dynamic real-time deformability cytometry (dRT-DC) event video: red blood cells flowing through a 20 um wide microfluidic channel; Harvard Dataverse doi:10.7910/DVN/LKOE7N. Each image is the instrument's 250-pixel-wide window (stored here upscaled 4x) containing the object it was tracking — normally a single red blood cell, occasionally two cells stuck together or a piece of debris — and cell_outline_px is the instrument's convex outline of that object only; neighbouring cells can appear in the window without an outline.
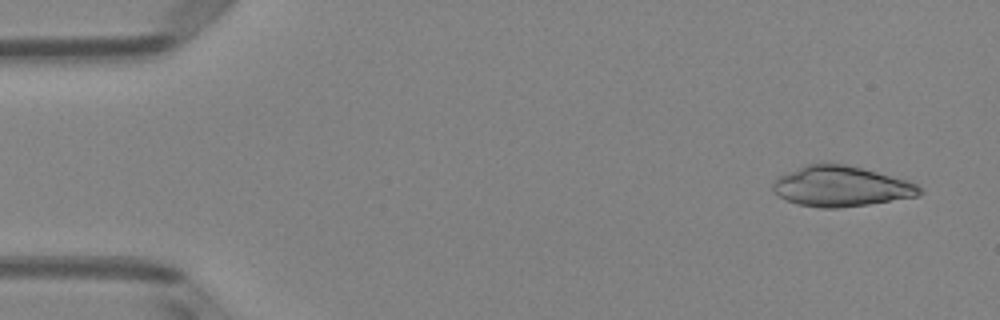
{"species": "Egyptian fruit bat (a non-hibernating species)", "species_latin": "Rousettus aegyptiacus", "temperature_condition": "room temperature", "stored_images_in_passage": 48, "camera_frame_rate_fps": 3000, "um_per_image_px": 0.085, "animal": {"sex": "female"}, "frame": {"image": 1, "passage_image": 1, "time_ms": 0.0, "image_size_px": [1000, 320], "cell_outline_px": [[924, 192], [920, 196], [868, 204], [840, 208], [820, 208], [796, 204], [784, 200], [772, 188], [772, 184], [780, 176], [804, 164], [844, 164], [908, 180], [924, 188]], "centroid_in_image_um": [71.52, 15.86], "position_along_channel_um": 13.5, "area_um2": 34.45}}
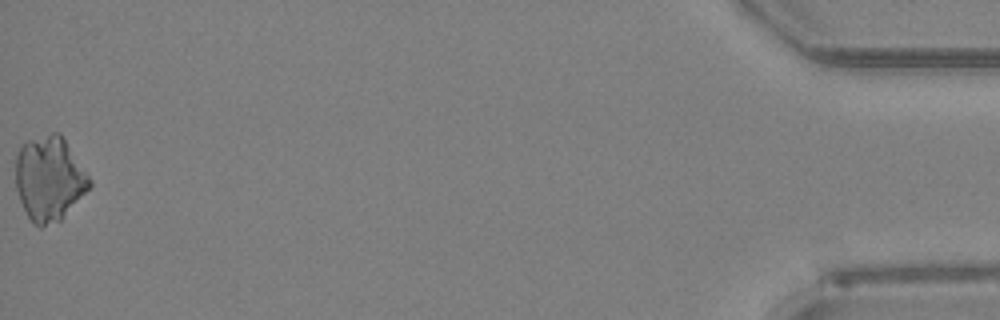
{"frame": {"image": 2, "passage_image": 48, "time_ms": 15.667, "image_size_px": [1000, 320], "cell_outline_px": [[92, 184], [60, 220], [40, 228], [32, 224], [20, 200], [16, 188], [16, 156], [20, 148], [28, 140], [52, 132], [60, 132], [92, 180]], "centroid_in_image_um": [4.18, 15.17], "position_along_channel_um": 431.0, "area_um2": 36.13}}